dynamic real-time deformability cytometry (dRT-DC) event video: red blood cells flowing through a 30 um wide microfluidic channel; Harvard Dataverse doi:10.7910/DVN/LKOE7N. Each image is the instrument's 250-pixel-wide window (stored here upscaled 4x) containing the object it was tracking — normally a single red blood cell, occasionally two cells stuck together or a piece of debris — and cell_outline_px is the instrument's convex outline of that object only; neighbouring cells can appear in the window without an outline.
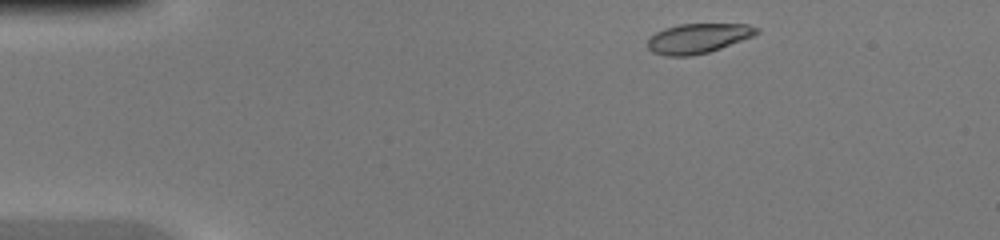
{"species": "common noctule bat (a hibernating species)", "species_latin": "Nyctalus noctula", "temperature_condition": "warm", "stored_images_in_passage": 41, "camera_frame_rate_fps": 3000, "um_per_image_px": 0.085, "animal": {"sex": "female", "body_mass_g": 20.0, "forearm_length_mm": 54.0}, "frame": {"image": 1, "passage_image": 2, "time_ms": 0.333, "image_size_px": [1000, 240], "cell_outline_px": [[760, 32], [752, 36], [720, 48], [708, 52], [692, 56], [664, 56], [652, 52], [648, 48], [648, 40], [656, 32], [664, 28], [680, 24], [748, 24], [760, 28]], "centroid_in_image_um": [59.33, 3.26], "position_along_channel_um": 25.7, "area_um2": 18.84}}
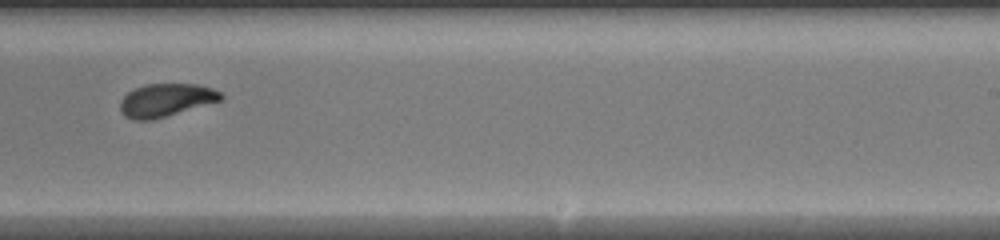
{"frame": {"image": 2, "passage_image": 24, "time_ms": 7.667, "image_size_px": [1000, 240], "cell_outline_px": [[224, 96], [220, 100], [152, 120], [132, 120], [124, 116], [120, 112], [120, 100], [128, 92], [136, 88], [148, 84], [196, 84], [212, 88], [220, 92]], "centroid_in_image_um": [14.06, 8.51], "position_along_channel_um": 274.9, "area_um2": 19.13}}
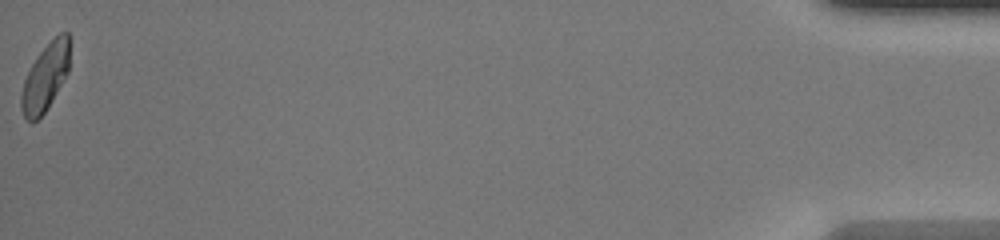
{"frame": {"image": 3, "passage_image": 41, "time_ms": 13.333, "image_size_px": [1000, 240], "cell_outline_px": [[72, 40], [68, 72], [52, 100], [44, 112], [32, 124], [24, 116], [20, 108], [20, 96], [24, 80], [36, 56], [60, 32], [68, 32]], "centroid_in_image_um": [3.88, 6.53], "position_along_channel_um": 431.3, "area_um2": 19.13}}